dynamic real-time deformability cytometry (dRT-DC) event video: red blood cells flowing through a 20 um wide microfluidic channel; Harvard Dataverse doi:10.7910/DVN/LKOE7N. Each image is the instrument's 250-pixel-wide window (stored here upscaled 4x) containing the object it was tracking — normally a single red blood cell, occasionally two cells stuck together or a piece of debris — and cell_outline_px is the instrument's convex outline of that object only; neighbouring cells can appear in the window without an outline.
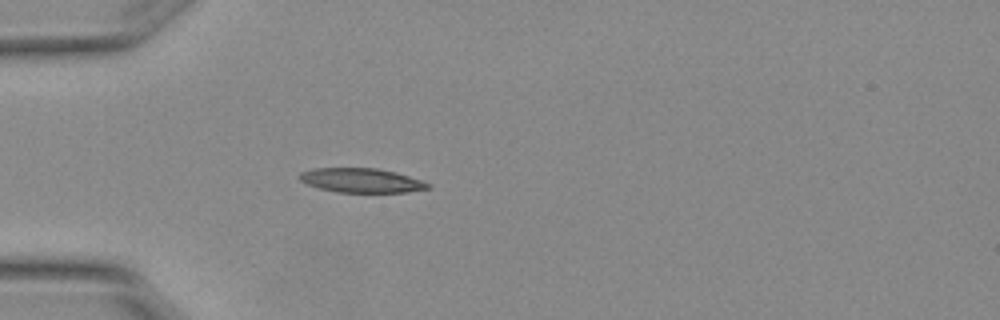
{"species": "Egyptian fruit bat (a non-hibernating species)", "species_latin": "Rousettus aegyptiacus", "temperature_condition": "warm", "stored_images_in_passage": 4, "camera_frame_rate_fps": 3000, "um_per_image_px": 0.085, "animal": {"sex": "female"}, "frame": {"image": 1, "passage_image": 4, "time_ms": 1.0, "image_size_px": [1000, 320], "cell_outline_px": [[432, 188], [408, 192], [336, 192], [320, 188], [308, 184], [300, 180], [300, 172], [312, 168], [376, 168], [396, 172], [432, 184]], "centroid_in_image_um": [30.75, 15.33], "position_along_channel_um": 54.3, "area_um2": 18.15}}